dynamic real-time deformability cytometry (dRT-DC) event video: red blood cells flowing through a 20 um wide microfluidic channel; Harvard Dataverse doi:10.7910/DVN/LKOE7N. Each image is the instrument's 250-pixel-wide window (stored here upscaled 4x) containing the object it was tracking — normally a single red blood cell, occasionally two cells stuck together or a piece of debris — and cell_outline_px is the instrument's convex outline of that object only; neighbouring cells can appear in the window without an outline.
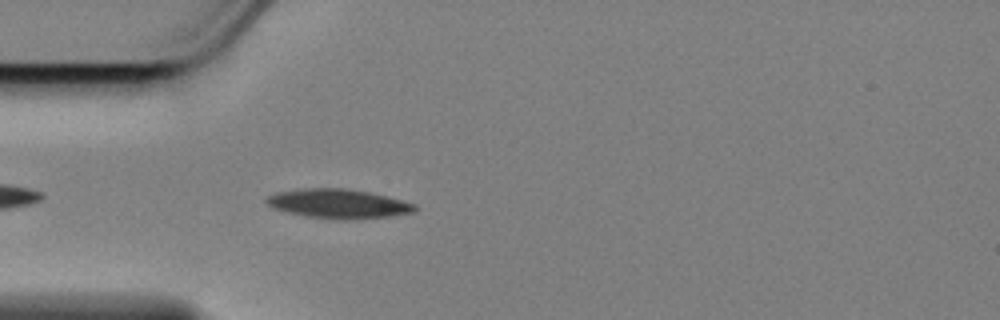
{"species": "Egyptian fruit bat (a non-hibernating species)", "species_latin": "Rousettus aegyptiacus", "temperature_condition": "cold", "stored_images_in_passage": 30, "camera_frame_rate_fps": 3000, "um_per_image_px": 0.085, "animal": {"sex": "female"}, "frame": {"image": 1, "passage_image": 5, "time_ms": 1.333, "image_size_px": [1000, 320], "cell_outline_px": [[416, 208], [412, 212], [388, 216], [348, 220], [344, 220], [308, 216], [288, 212], [272, 208], [264, 200], [268, 196], [276, 192], [304, 188], [344, 188], [368, 192], [416, 204]], "centroid_in_image_um": [28.7, 17.31], "position_along_channel_um": 56.3, "area_um2": 24.91}}
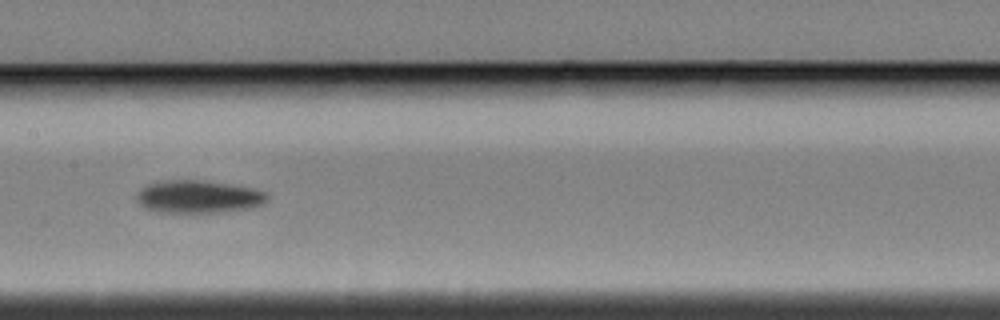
{"frame": {"image": 2, "passage_image": 17, "time_ms": 5.333, "image_size_px": [1000, 320], "cell_outline_px": [[268, 200], [264, 204], [252, 208], [224, 212], [156, 212], [144, 208], [136, 200], [136, 192], [140, 188], [156, 180], [204, 180], [252, 188], [268, 192]], "centroid_in_image_um": [16.85, 16.72], "position_along_channel_um": 190.6, "area_um2": 25.37}}
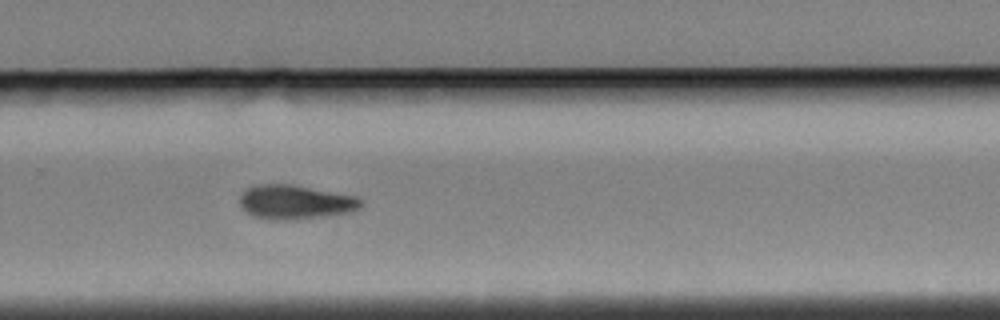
{"frame": {"image": 3, "passage_image": 27, "time_ms": 8.667, "image_size_px": [1000, 320], "cell_outline_px": [[364, 204], [360, 208], [348, 212], [292, 220], [272, 220], [252, 216], [244, 212], [240, 208], [240, 192], [244, 188], [256, 184], [292, 184], [356, 196], [364, 200]], "centroid_in_image_um": [25.03, 17.17], "position_along_channel_um": 304.8, "area_um2": 24.51}}